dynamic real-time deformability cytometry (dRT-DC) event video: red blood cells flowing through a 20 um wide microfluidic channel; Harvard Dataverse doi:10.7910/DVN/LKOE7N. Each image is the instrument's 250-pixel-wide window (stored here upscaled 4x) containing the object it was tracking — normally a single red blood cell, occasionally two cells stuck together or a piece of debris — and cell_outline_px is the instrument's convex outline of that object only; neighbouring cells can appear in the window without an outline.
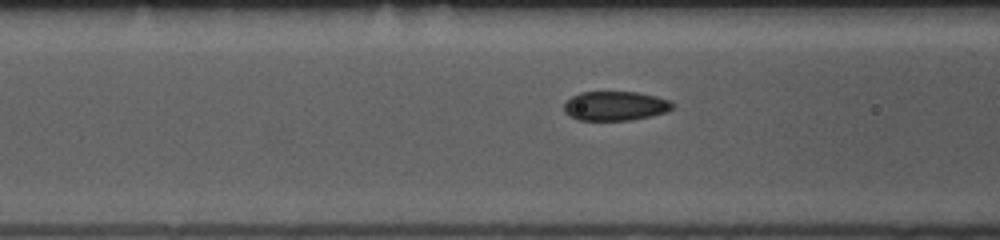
{"species": "common noctule bat (a hibernating species)", "species_latin": "Nyctalus noctula", "temperature_condition": "room temperature", "stored_images_in_passage": 8, "camera_frame_rate_fps": 3000, "um_per_image_px": 0.085, "animal": {"sex": "female", "body_mass_g": 10.0, "forearm_length_mm": 53.1}, "frame": {"image": 1, "passage_image": 6, "time_ms": 1.667, "image_size_px": [1000, 240], "cell_outline_px": [[672, 108], [668, 112], [652, 116], [628, 120], [580, 120], [564, 112], [564, 104], [572, 96], [580, 92], [636, 92], [656, 96], [668, 100], [672, 104]], "centroid_in_image_um": [52.3, 9.0], "position_along_channel_um": 114.3, "area_um2": 18.38}}